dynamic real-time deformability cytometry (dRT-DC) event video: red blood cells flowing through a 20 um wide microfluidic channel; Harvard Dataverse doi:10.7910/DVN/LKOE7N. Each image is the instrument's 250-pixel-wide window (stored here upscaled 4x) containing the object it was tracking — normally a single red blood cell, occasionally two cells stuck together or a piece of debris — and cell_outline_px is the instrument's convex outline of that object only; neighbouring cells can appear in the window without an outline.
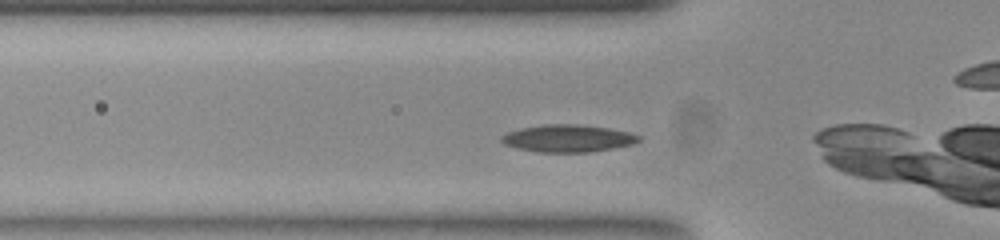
{"species": "common noctule bat (a hibernating species)", "species_latin": "Nyctalus noctula", "temperature_condition": "room temperature", "stored_images_in_passage": 35, "camera_frame_rate_fps": 3000, "um_per_image_px": 0.085, "animal": {"sex": "female", "body_mass_g": 23.0, "forearm_length_mm": 53.4}, "frame": {"image": 1, "passage_image": 6, "time_ms": 1.667, "image_size_px": [1000, 240], "cell_outline_px": [[640, 140], [632, 144], [592, 152], [536, 152], [516, 148], [504, 144], [500, 140], [500, 136], [508, 132], [520, 128], [544, 124], [576, 124], [608, 128], [628, 132], [640, 136]], "centroid_in_image_um": [48.22, 11.76], "position_along_channel_um": 77.6, "area_um2": 21.85}}
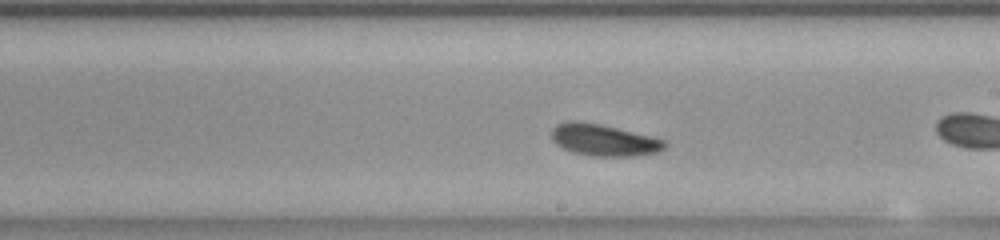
{"frame": {"image": 2, "passage_image": 19, "time_ms": 6.0, "image_size_px": [1000, 240], "cell_outline_px": [[668, 144], [664, 148], [656, 152], [632, 156], [592, 156], [572, 152], [556, 144], [552, 140], [552, 128], [556, 124], [568, 120], [572, 120], [600, 124], [664, 140]], "centroid_in_image_um": [51.26, 11.9], "position_along_channel_um": 237.7, "area_um2": 20.63}}
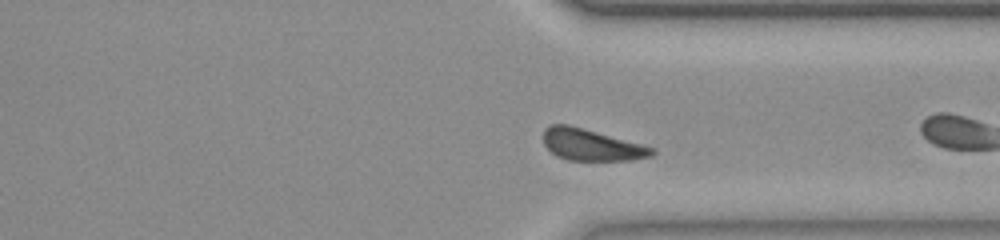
{"frame": {"image": 3, "passage_image": 29, "time_ms": 9.333, "image_size_px": [1000, 240], "cell_outline_px": [[656, 152], [652, 156], [628, 160], [568, 160], [556, 156], [544, 144], [544, 128], [552, 124], [568, 124], [656, 148]], "centroid_in_image_um": [50.27, 12.31], "position_along_channel_um": 361.1, "area_um2": 19.83}, "authors_computed_cell_mechanics": {"area_um2": 20.519, "velocity_mm_per_s": 3.6963, "shape_relaxation_time_tau1_ms": 6.137, "shape_relaxation_time_tau2_ms": null, "deformation_change_tau1": 0.1615, "deformation_change_tau2": null}}